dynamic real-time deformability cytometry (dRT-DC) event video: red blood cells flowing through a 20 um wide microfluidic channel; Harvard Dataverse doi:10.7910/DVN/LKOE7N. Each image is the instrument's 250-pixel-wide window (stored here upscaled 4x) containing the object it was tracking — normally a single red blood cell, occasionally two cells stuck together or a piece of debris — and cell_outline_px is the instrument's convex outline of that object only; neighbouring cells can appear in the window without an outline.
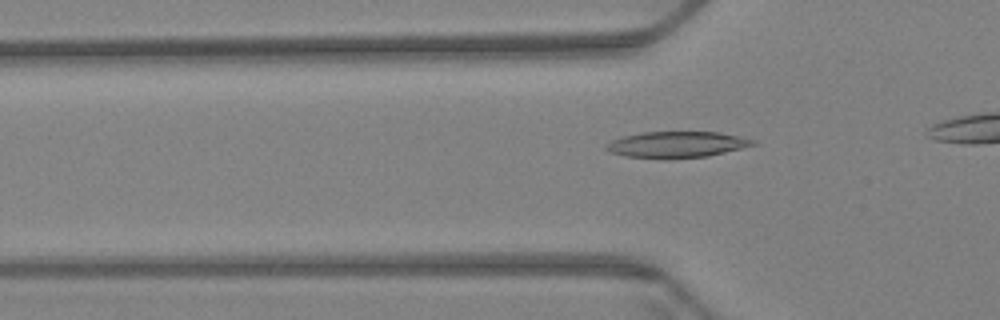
{"species": "Egyptian fruit bat (a non-hibernating species)", "species_latin": "Rousettus aegyptiacus", "temperature_condition": "warm", "stored_images_in_passage": 24, "camera_frame_rate_fps": 3000, "um_per_image_px": 0.085, "animal": {"sex": "female"}, "frame": {"image": 1, "passage_image": 6, "time_ms": 1.667, "image_size_px": [1000, 320], "cell_outline_px": [[756, 144], [708, 156], [664, 160], [624, 156], [608, 152], [604, 148], [612, 140], [624, 136], [644, 132], [720, 132], [756, 140]], "centroid_in_image_um": [57.48, 12.3], "position_along_channel_um": 68.3, "area_um2": 22.54}}
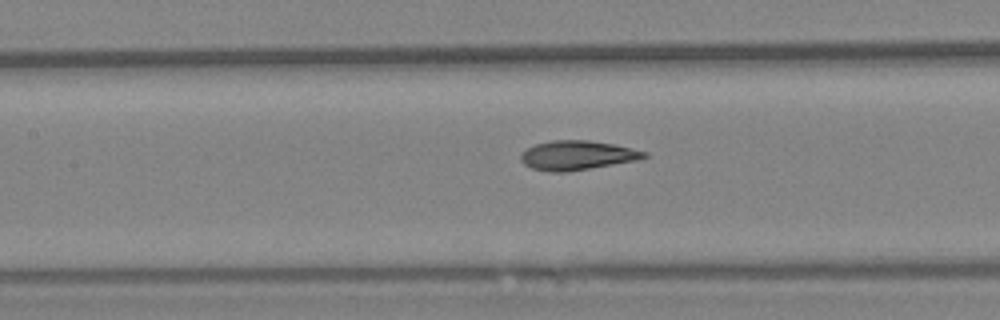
{"frame": {"image": 2, "passage_image": 14, "time_ms": 4.333, "image_size_px": [1000, 320], "cell_outline_px": [[648, 156], [636, 160], [568, 172], [548, 172], [532, 168], [524, 164], [520, 160], [520, 152], [536, 144], [552, 140], [588, 140], [616, 144], [648, 152]], "centroid_in_image_um": [49.04, 13.2], "position_along_channel_um": 158.4, "area_um2": 21.15}}
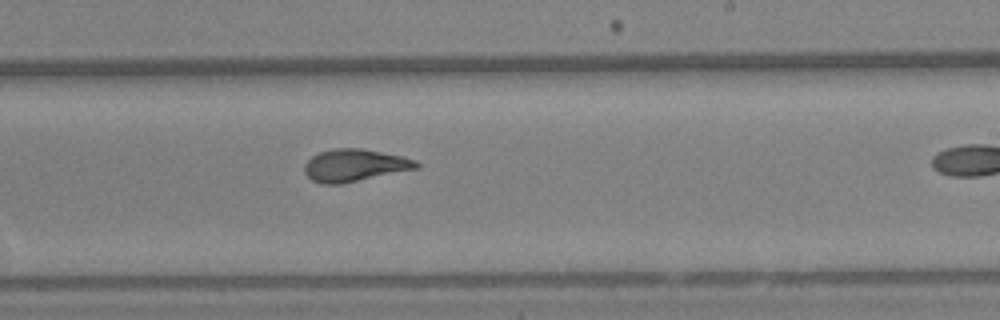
{"frame": {"image": 3, "passage_image": 23, "time_ms": 7.333, "image_size_px": [1000, 320], "cell_outline_px": [[420, 168], [340, 184], [320, 184], [312, 180], [304, 172], [304, 164], [312, 156], [320, 152], [332, 148], [360, 148], [400, 156], [416, 160], [420, 164]], "centroid_in_image_um": [30.13, 14.06], "position_along_channel_um": 258.9, "area_um2": 21.04}}